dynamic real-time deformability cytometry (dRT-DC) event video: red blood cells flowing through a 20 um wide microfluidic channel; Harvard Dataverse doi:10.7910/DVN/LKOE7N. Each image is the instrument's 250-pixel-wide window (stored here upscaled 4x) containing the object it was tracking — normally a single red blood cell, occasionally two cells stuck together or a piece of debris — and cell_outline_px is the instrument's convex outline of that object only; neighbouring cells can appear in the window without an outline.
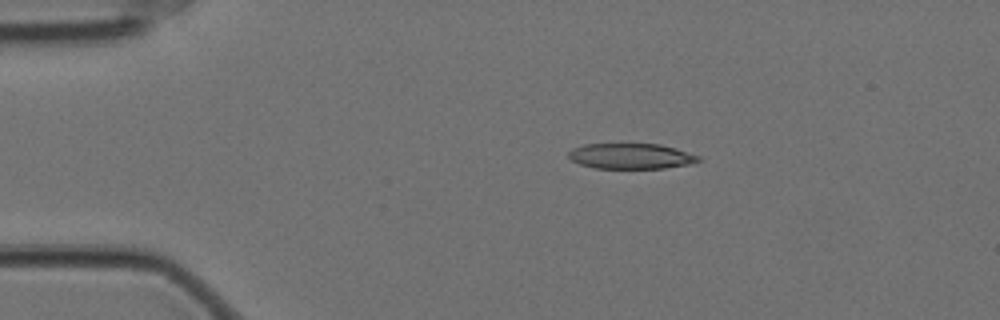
{"species": "Egyptian fruit bat (a non-hibernating species)", "species_latin": "Rousettus aegyptiacus", "temperature_condition": "cold", "stored_images_in_passage": 48, "camera_frame_rate_fps": 3000, "um_per_image_px": 0.085, "animal": {"sex": "female"}, "frame": {"image": 1, "passage_image": 1, "time_ms": 0.0, "image_size_px": [1000, 320], "cell_outline_px": [[700, 160], [688, 164], [664, 168], [592, 168], [580, 164], [572, 160], [568, 156], [568, 152], [572, 148], [584, 144], [660, 144], [700, 156]], "centroid_in_image_um": [53.58, 13.27], "position_along_channel_um": 31.4, "area_um2": 19.13}}
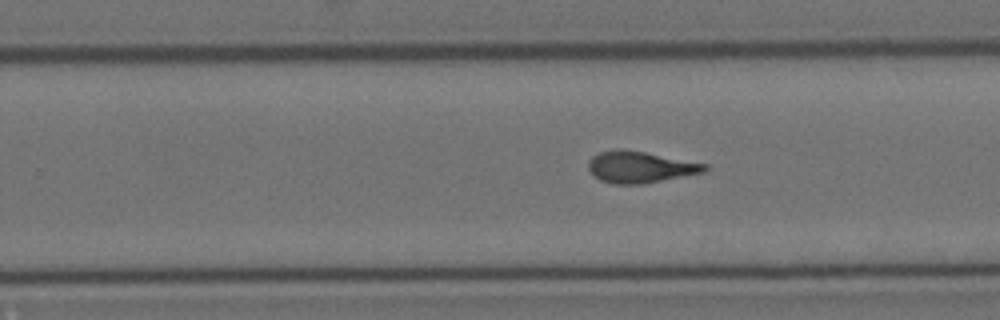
{"frame": {"image": 2, "passage_image": 26, "time_ms": 8.333, "image_size_px": [1000, 320], "cell_outline_px": [[708, 168], [704, 172], [644, 184], [612, 184], [600, 180], [588, 168], [588, 160], [592, 156], [600, 152], [616, 148], [620, 148], [644, 152], [708, 164]], "centroid_in_image_um": [54.4, 14.2], "position_along_channel_um": 275.4, "area_um2": 21.33}}
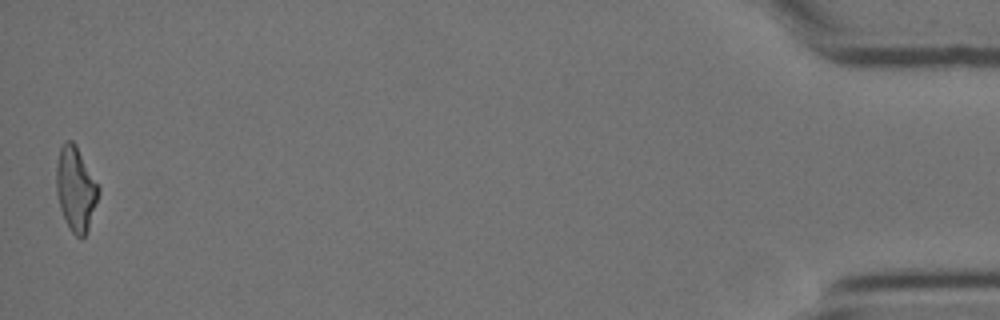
{"frame": {"image": 3, "passage_image": 47, "time_ms": 15.333, "image_size_px": [1000, 320], "cell_outline_px": [[100, 192], [88, 228], [84, 236], [80, 240], [72, 232], [60, 208], [56, 192], [56, 164], [60, 148], [68, 140], [72, 140], [76, 144], [100, 184]], "centroid_in_image_um": [6.46, 16.02], "position_along_channel_um": 428.7, "area_um2": 20.87}, "authors_computed_cell_mechanics": {"area_um2": 21.0103, "velocity_mm_per_s": 3.5083, "shape_relaxation_time_tau1_ms": 8.9143, "shape_relaxation_time_tau2_ms": 2.7575, "deformation_change_tau1": 0.2313, "deformation_change_tau2": 0.1181}}